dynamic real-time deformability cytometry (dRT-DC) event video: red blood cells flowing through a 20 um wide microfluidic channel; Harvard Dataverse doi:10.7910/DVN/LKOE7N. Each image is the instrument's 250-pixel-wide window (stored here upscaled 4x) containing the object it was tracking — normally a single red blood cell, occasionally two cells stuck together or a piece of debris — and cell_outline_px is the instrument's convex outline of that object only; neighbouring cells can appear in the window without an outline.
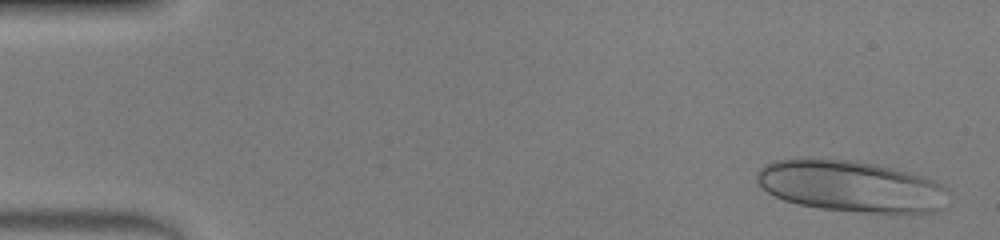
{"species": "human", "species_latin": "Homo sapiens", "temperature_condition": "warm", "stored_images_in_passage": 47, "camera_frame_rate_fps": 3000, "um_per_image_px": 0.085, "donor": {"sex": "male"}, "frame": {"image": 1, "passage_image": 2, "time_ms": 0.333, "image_size_px": [1000, 240], "cell_outline_px": [[948, 192], [936, 208], [932, 212], [864, 212], [820, 208], [800, 204], [784, 200], [768, 192], [756, 180], [756, 176], [760, 168], [764, 164], [772, 160], [852, 160], [872, 164], [920, 176], [932, 180], [948, 188]], "centroid_in_image_um": [72.25, 15.83], "position_along_channel_um": 12.8, "area_um2": 55.55}}
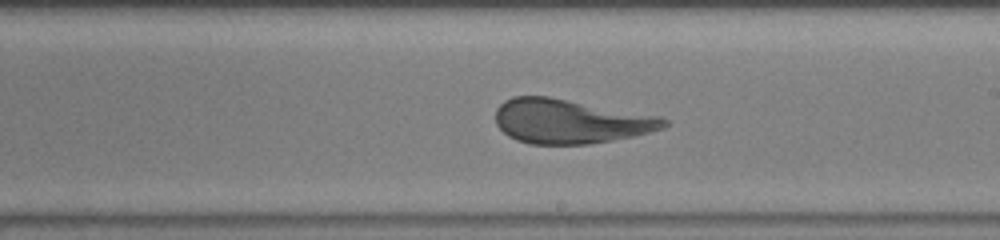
{"frame": {"image": 2, "passage_image": 27, "time_ms": 8.667, "image_size_px": [1000, 240], "cell_outline_px": [[668, 124], [664, 128], [632, 136], [612, 140], [588, 144], [532, 144], [516, 140], [508, 136], [496, 124], [496, 108], [504, 100], [512, 96], [548, 96], [660, 116], [668, 120]], "centroid_in_image_um": [48.44, 10.3], "position_along_channel_um": 240.6, "area_um2": 43.41}}
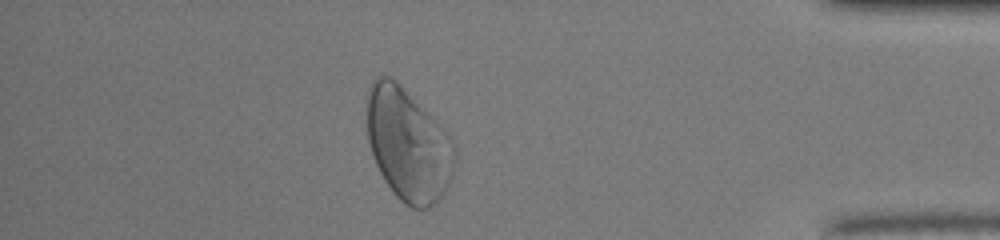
{"frame": {"image": 3, "passage_image": 41, "time_ms": 13.333, "image_size_px": [1000, 240], "cell_outline_px": [[456, 160], [452, 176], [448, 188], [440, 200], [436, 204], [428, 208], [412, 208], [400, 200], [392, 192], [384, 180], [376, 164], [368, 140], [364, 104], [364, 96], [372, 80], [376, 76], [384, 72], [392, 76], [400, 84], [452, 140], [456, 152]], "centroid_in_image_um": [34.64, 12.27], "position_along_channel_um": 400.6, "area_um2": 58.32}, "authors_computed_cell_mechanics": {"area_um2": 49.5924, "velocity_mm_per_s": 4.2611, "shape_relaxation_time_tau1_ms": 4.8278, "shape_relaxation_time_tau2_ms": null, "deformation_change_tau1": 0.2111, "deformation_change_tau2": null}}